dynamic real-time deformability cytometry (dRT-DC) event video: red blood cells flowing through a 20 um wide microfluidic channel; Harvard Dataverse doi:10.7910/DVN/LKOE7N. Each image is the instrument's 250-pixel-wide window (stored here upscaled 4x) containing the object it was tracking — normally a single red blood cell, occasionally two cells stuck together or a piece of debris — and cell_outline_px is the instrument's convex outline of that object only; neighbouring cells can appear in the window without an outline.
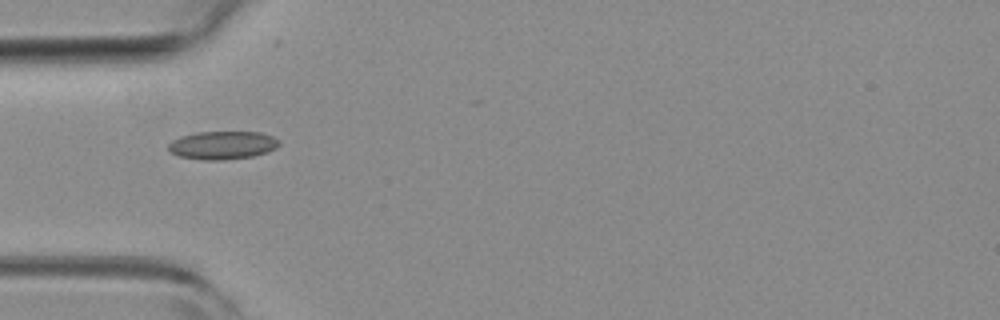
{"species": "common noctule bat (a hibernating species)", "species_latin": "Nyctalus noctula", "temperature_condition": "room temperature", "stored_images_in_passage": 5, "camera_frame_rate_fps": 3000, "um_per_image_px": 0.085, "animal": {"sex": "female", "body_mass_g": 19.3, "forearm_length_mm": 54.1}, "frame": {"image": 1, "passage_image": 2, "time_ms": 0.333, "image_size_px": [1000, 320], "cell_outline_px": [[280, 144], [276, 148], [268, 152], [252, 156], [220, 160], [204, 160], [180, 156], [172, 152], [168, 148], [168, 144], [172, 140], [180, 136], [196, 132], [260, 132], [272, 136], [280, 140]], "centroid_in_image_um": [18.93, 12.33], "position_along_channel_um": 66.1, "area_um2": 18.15}}
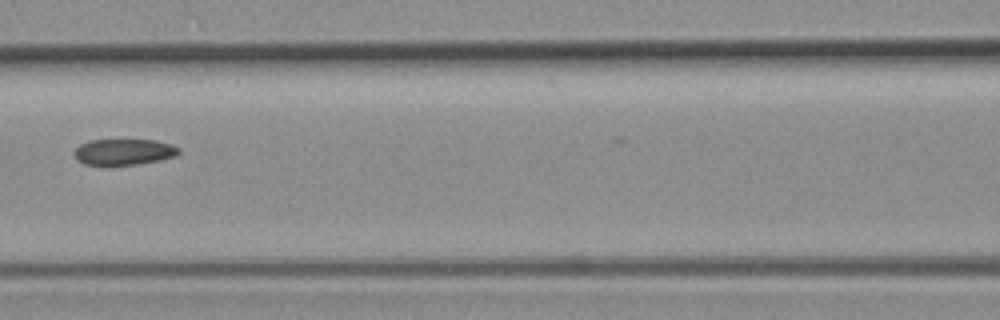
{"frame": {"image": 2, "passage_image": 4, "time_ms": 1.0, "image_size_px": [1000, 320], "cell_outline_px": [[180, 152], [176, 156], [160, 160], [140, 164], [84, 164], [76, 160], [72, 152], [80, 144], [88, 140], [156, 140], [172, 144], [180, 148]], "centroid_in_image_um": [10.53, 12.9], "position_along_channel_um": 156.1, "area_um2": 15.95}}
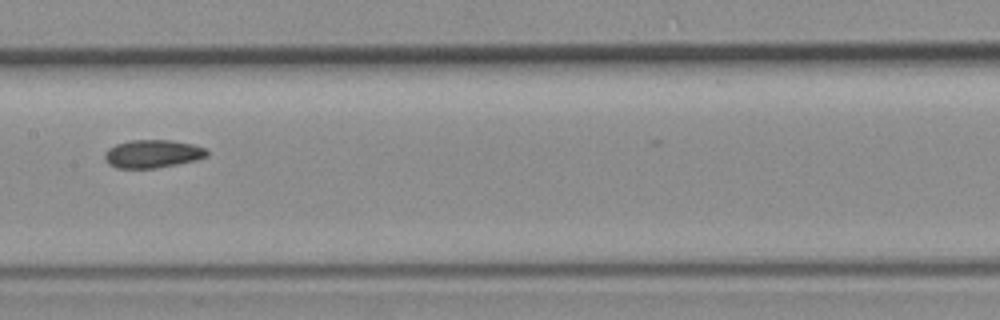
{"frame": {"image": 3, "passage_image": 5, "time_ms": 1.333, "image_size_px": [1000, 320], "cell_outline_px": [[208, 156], [196, 160], [156, 168], [116, 168], [108, 164], [104, 160], [104, 152], [108, 148], [116, 144], [128, 140], [172, 140], [192, 144], [208, 148]], "centroid_in_image_um": [12.96, 13.07], "position_along_channel_um": 194.4, "area_um2": 16.94}}